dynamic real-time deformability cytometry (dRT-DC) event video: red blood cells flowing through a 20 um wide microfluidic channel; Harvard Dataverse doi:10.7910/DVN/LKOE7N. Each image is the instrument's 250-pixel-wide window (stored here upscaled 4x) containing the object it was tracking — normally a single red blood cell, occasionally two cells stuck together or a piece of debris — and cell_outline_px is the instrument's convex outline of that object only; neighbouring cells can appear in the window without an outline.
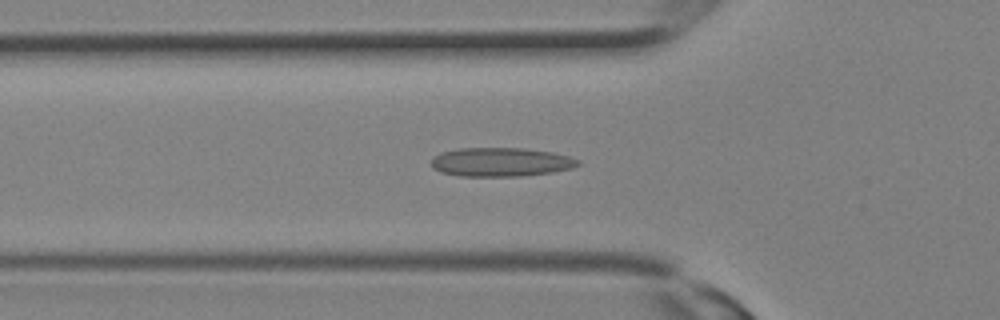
{"species": "Egyptian fruit bat (a non-hibernating species)", "species_latin": "Rousettus aegyptiacus", "temperature_condition": "room temperature", "stored_images_in_passage": 22, "camera_frame_rate_fps": 3000, "um_per_image_px": 0.085, "animal": {"sex": "female"}, "frame": {"image": 1, "passage_image": 4, "time_ms": 1.0, "image_size_px": [1000, 320], "cell_outline_px": [[580, 164], [572, 168], [552, 172], [520, 176], [460, 176], [440, 172], [432, 168], [432, 160], [436, 156], [444, 152], [460, 148], [524, 148], [552, 152], [568, 156], [580, 160]], "centroid_in_image_um": [42.59, 13.78], "position_along_channel_um": 83.2, "area_um2": 24.57}}
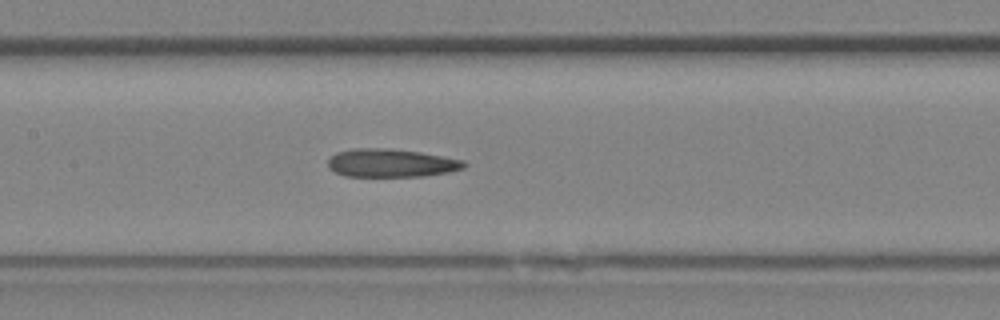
{"frame": {"image": 2, "passage_image": 8, "time_ms": 2.333, "image_size_px": [1000, 320], "cell_outline_px": [[468, 164], [464, 168], [448, 172], [420, 176], [344, 176], [328, 168], [328, 160], [336, 152], [352, 148], [392, 148], [420, 152], [464, 160]], "centroid_in_image_um": [33.23, 13.84], "position_along_channel_um": 174.2, "area_um2": 22.43}}
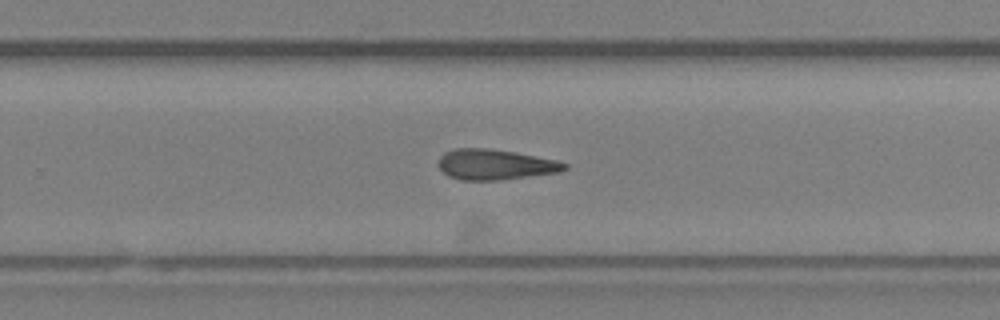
{"frame": {"image": 3, "passage_image": 13, "time_ms": 4.0, "image_size_px": [1000, 320], "cell_outline_px": [[568, 168], [560, 172], [500, 180], [464, 180], [448, 176], [440, 168], [440, 156], [444, 152], [456, 148], [488, 148], [516, 152], [556, 160], [568, 164]], "centroid_in_image_um": [42.11, 13.98], "position_along_channel_um": 287.7, "area_um2": 22.31}}